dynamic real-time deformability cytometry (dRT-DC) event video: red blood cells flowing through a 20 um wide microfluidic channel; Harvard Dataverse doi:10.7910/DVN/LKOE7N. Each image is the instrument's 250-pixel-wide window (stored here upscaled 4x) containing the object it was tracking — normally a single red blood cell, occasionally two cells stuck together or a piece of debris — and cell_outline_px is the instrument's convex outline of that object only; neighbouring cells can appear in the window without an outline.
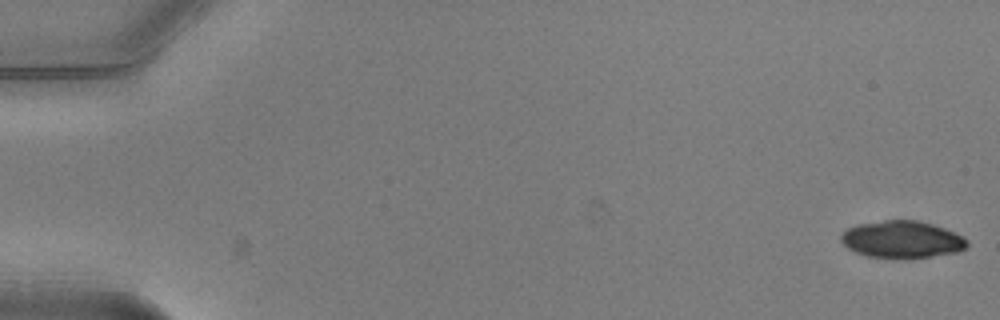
{"species": "common noctule bat (a hibernating species)", "species_latin": "Nyctalus noctula", "temperature_condition": "warm", "stored_images_in_passage": 51, "camera_frame_rate_fps": 3000, "um_per_image_px": 0.085, "animal": {"sex": "male", "body_mass_g": 20.5, "forearm_length_mm": 52.5}, "frame": {"image": 1, "passage_image": 1, "time_ms": 0.0, "image_size_px": [1000, 320], "cell_outline_px": [[968, 244], [964, 248], [956, 252], [928, 256], [868, 256], [856, 252], [848, 248], [840, 240], [840, 236], [848, 228], [856, 224], [884, 220], [916, 220], [932, 224], [944, 228], [964, 236], [968, 240]], "centroid_in_image_um": [76.66, 20.31], "position_along_channel_um": 8.3, "area_um2": 26.59}, "authors_computed_cell_mechanics": {"area_um2": 28.2642, "velocity_mm_per_s": 3.9853, "shape_relaxation_time_tau1_ms": 0.4354, "shape_relaxation_time_tau2_ms": null, "deformation_change_tau1": 0.2964, "deformation_change_tau2": null}}